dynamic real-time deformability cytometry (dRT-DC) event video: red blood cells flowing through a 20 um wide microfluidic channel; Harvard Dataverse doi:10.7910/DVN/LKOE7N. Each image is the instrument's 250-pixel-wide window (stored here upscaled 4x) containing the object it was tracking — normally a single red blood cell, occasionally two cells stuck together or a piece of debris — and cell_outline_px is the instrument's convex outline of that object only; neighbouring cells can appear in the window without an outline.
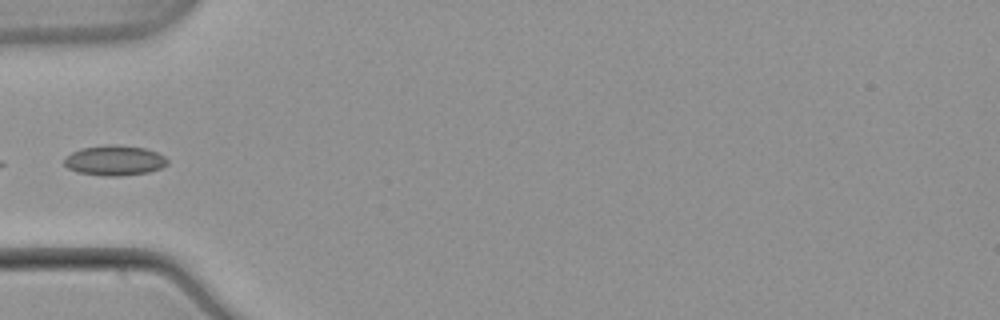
{"species": "common noctule bat (a hibernating species)", "species_latin": "Nyctalus noctula", "temperature_condition": "warm", "stored_images_in_passage": 6, "camera_frame_rate_fps": 3000, "um_per_image_px": 0.085, "animal": {"sex": "male", "body_mass_g": 21.5, "forearm_length_mm": 52.0}, "frame": {"image": 1, "passage_image": 1, "time_ms": 0.0, "image_size_px": [1000, 320], "cell_outline_px": [[168, 164], [160, 168], [148, 172], [120, 176], [108, 176], [76, 172], [68, 168], [64, 164], [64, 160], [72, 152], [80, 148], [104, 144], [112, 144], [144, 148], [156, 152], [164, 156], [168, 160]], "centroid_in_image_um": [9.73, 13.63], "position_along_channel_um": 75.3, "area_um2": 18.09}}